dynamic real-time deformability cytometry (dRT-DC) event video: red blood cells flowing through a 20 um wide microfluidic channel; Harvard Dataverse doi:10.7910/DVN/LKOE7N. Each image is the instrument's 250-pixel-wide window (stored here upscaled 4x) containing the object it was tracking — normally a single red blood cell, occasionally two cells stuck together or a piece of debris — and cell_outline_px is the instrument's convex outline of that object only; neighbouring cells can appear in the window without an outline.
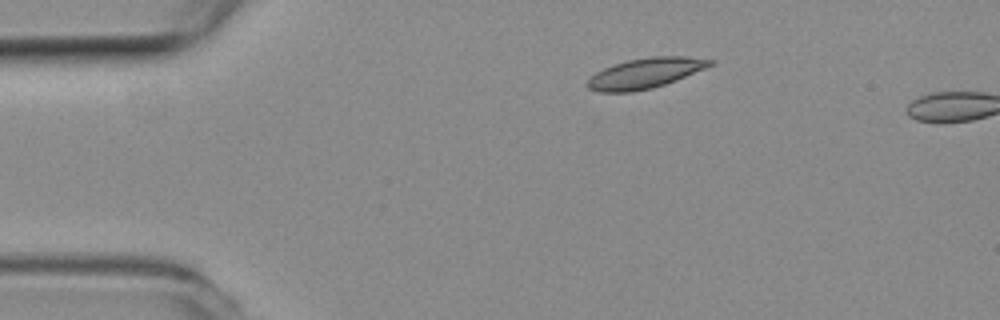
{"species": "common noctule bat (a hibernating species)", "species_latin": "Nyctalus noctula", "temperature_condition": "room temperature", "stored_images_in_passage": 3, "camera_frame_rate_fps": 3000, "um_per_image_px": 0.085, "animal": {"sex": "female", "body_mass_g": 19.3, "forearm_length_mm": 54.1}, "frame": {"image": 1, "passage_image": 1, "time_ms": 0.0, "image_size_px": [1000, 320], "cell_outline_px": [[716, 60], [712, 64], [704, 68], [676, 80], [652, 88], [632, 92], [600, 92], [588, 88], [584, 84], [588, 76], [612, 64], [628, 60], [652, 56], [684, 56]], "centroid_in_image_um": [54.77, 6.22], "position_along_channel_um": 30.2, "area_um2": 21.68}}